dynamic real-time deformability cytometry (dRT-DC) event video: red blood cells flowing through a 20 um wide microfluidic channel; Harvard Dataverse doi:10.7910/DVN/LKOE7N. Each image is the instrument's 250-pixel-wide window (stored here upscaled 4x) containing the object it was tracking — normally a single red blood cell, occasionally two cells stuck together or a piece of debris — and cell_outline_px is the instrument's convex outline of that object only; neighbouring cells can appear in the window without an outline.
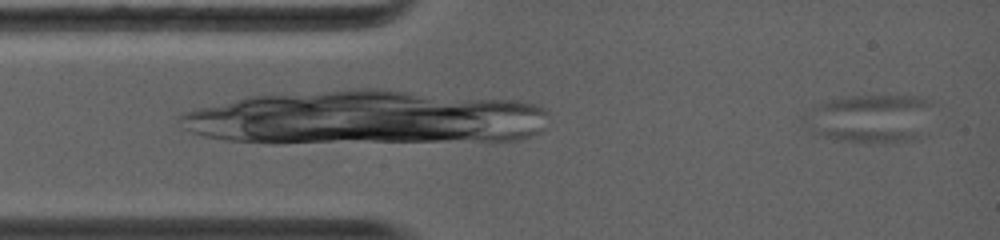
{"species": "common noctule bat (a hibernating species)", "species_latin": "Nyctalus noctula", "temperature_condition": "warm", "stored_images_in_passage": 26, "segment_of_instrument_passage": [1, 2], "camera_frame_rate_fps": 5000, "um_per_image_px": 0.085, "animal": {"sex": "female", "body_mass_g": 19.0, "forearm_length_mm": 56.7}, "frame": {"image": 1, "passage_image": 1, "time_ms": 0.0, "image_size_px": [1000, 240], "cell_outline_px": [[932, 104], [808, 120], [804, 120], [800, 116], [804, 112], [816, 104], [828, 100], [848, 96], [924, 96], [932, 100]], "centroid_in_image_um": [73.25, 8.97], "position_along_channel_um": 11.7, "area_um2": 13.18}}